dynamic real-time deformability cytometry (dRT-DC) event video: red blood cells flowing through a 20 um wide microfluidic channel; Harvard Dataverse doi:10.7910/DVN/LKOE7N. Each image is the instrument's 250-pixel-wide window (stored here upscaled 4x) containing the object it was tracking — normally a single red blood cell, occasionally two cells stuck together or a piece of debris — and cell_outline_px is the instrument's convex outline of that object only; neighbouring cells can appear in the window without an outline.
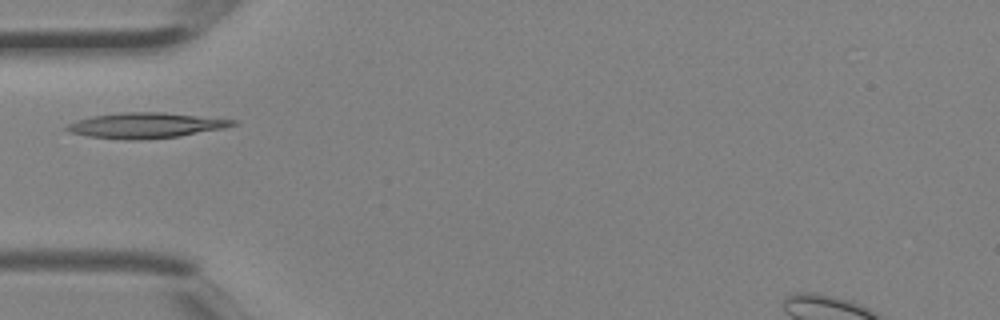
{"species": "Egyptian fruit bat (a non-hibernating species)", "species_latin": "Rousettus aegyptiacus", "temperature_condition": "room temperature", "stored_images_in_passage": 3, "camera_frame_rate_fps": 3000, "um_per_image_px": 0.085, "animal": {"sex": "female"}, "frame": {"image": 1, "passage_image": 3, "time_ms": 0.667, "image_size_px": [1000, 320], "cell_outline_px": [[240, 124], [224, 128], [180, 136], [140, 140], [124, 140], [88, 136], [68, 132], [64, 128], [68, 124], [76, 120], [92, 116], [120, 112], [164, 112], [240, 120]], "centroid_in_image_um": [12.42, 10.65], "position_along_channel_um": 72.6, "area_um2": 24.91}}